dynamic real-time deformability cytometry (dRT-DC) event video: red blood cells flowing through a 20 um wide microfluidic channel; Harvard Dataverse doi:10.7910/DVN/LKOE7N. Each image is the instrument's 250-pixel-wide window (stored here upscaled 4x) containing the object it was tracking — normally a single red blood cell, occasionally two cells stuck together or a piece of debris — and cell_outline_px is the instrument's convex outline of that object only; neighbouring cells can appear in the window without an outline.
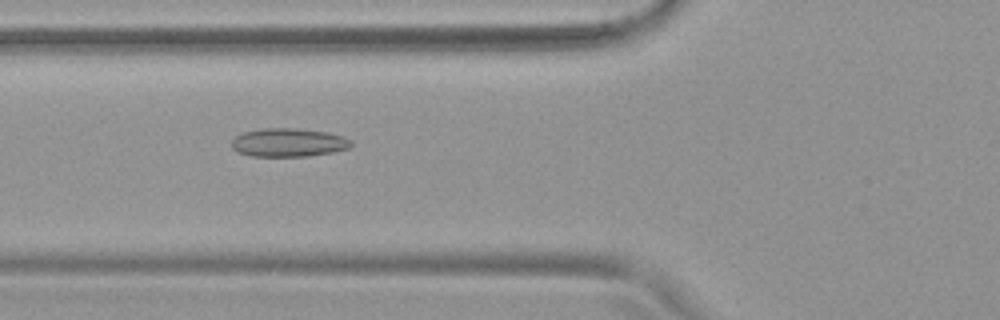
{"species": "common noctule bat (a hibernating species)", "species_latin": "Nyctalus noctula", "temperature_condition": "warm", "stored_images_in_passage": 54, "camera_frame_rate_fps": 3000, "um_per_image_px": 0.085, "animal": {"sex": "female", "body_mass_g": 19.9}, "frame": {"image": 1, "passage_image": 21, "time_ms": 6.667, "image_size_px": [1000, 320], "cell_outline_px": [[352, 144], [348, 148], [332, 152], [308, 156], [252, 156], [236, 152], [232, 148], [232, 140], [236, 136], [244, 132], [264, 128], [296, 128], [328, 132], [344, 136], [352, 140]], "centroid_in_image_um": [24.53, 12.11], "position_along_channel_um": 101.3, "area_um2": 19.88}}
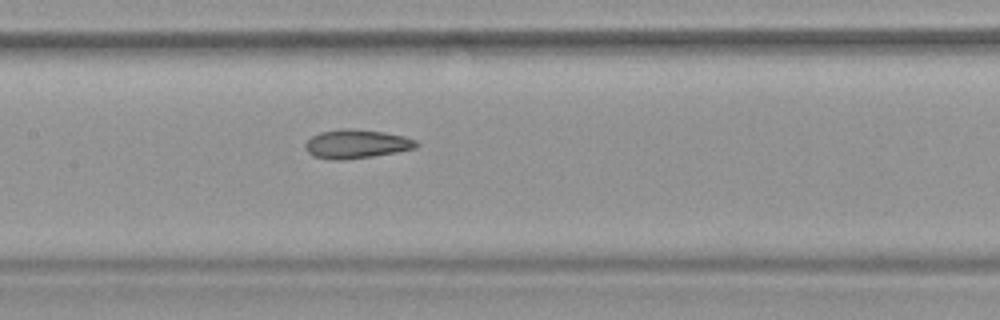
{"frame": {"image": 2, "passage_image": 27, "time_ms": 8.667, "image_size_px": [1000, 320], "cell_outline_px": [[420, 144], [416, 148], [396, 152], [372, 156], [344, 160], [332, 160], [312, 156], [308, 152], [304, 144], [312, 136], [320, 132], [344, 128], [352, 128], [384, 132], [404, 136], [416, 140]], "centroid_in_image_um": [30.3, 12.23], "position_along_channel_um": 177.1, "area_um2": 18.73}}
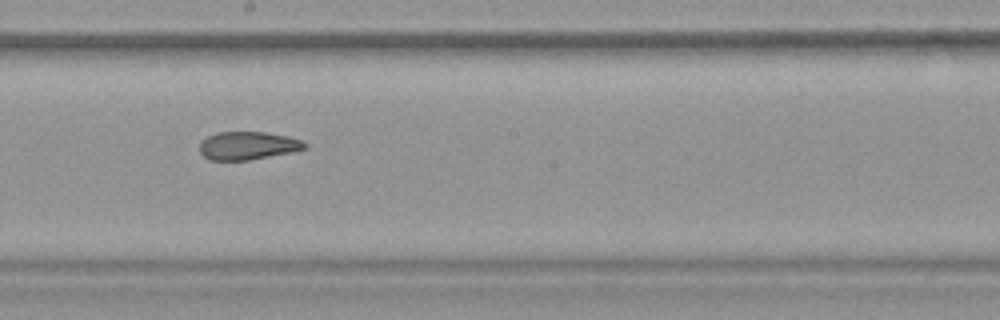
{"frame": {"image": 3, "passage_image": 31, "time_ms": 10.0, "image_size_px": [1000, 320], "cell_outline_px": [[308, 148], [296, 152], [248, 160], [208, 160], [200, 152], [200, 144], [208, 136], [216, 132], [264, 132], [288, 136], [304, 140], [308, 144]], "centroid_in_image_um": [21.14, 12.38], "position_along_channel_um": 227.1, "area_um2": 17.46}, "authors_computed_cell_mechanics": {"area_um2": 20.4901, "velocity_mm_per_s": 3.7802, "shape_relaxation_time_tau1_ms": null, "shape_relaxation_time_tau2_ms": 2.2217, "deformation_change_tau1": null, "deformation_change_tau2": 0.0785}}